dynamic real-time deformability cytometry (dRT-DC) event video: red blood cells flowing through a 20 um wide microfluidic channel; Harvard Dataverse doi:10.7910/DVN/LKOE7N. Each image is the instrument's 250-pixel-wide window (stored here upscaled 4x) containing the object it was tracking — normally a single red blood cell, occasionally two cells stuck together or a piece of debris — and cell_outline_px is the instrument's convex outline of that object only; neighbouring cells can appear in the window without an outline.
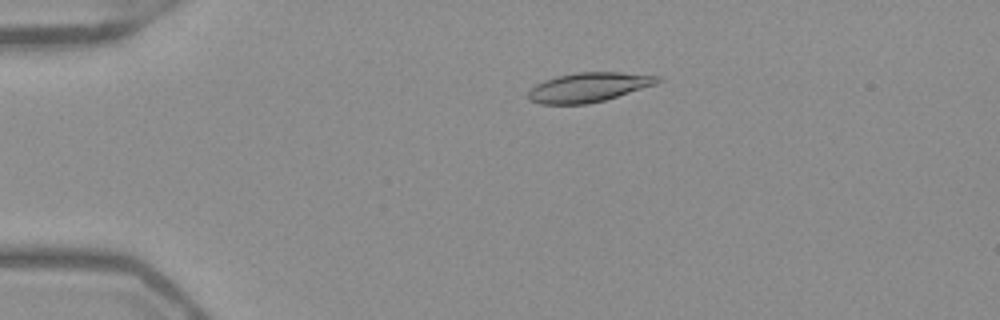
{"species": "Egyptian fruit bat (a non-hibernating species)", "species_latin": "Rousettus aegyptiacus", "temperature_condition": "warm", "stored_images_in_passage": 53, "camera_frame_rate_fps": 3000, "um_per_image_px": 0.085, "frame": {"image": 1, "passage_image": 12, "time_ms": 3.667, "image_size_px": [1000, 320], "cell_outline_px": [[664, 80], [656, 84], [604, 100], [588, 104], [540, 104], [528, 100], [528, 92], [536, 84], [544, 80], [556, 76], [580, 72], [620, 72], [660, 76]], "centroid_in_image_um": [50.03, 7.41], "position_along_channel_um": 35.0, "area_um2": 22.14}}
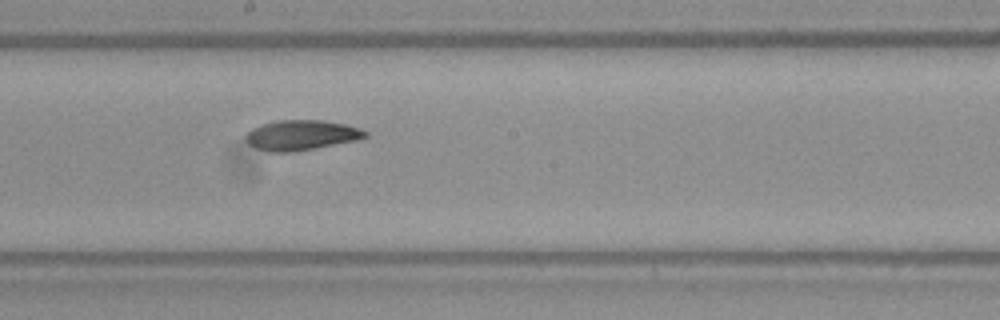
{"frame": {"image": 2, "passage_image": 30, "time_ms": 9.667, "image_size_px": [1000, 320], "cell_outline_px": [[368, 136], [360, 140], [316, 148], [292, 152], [268, 152], [256, 148], [248, 144], [244, 140], [244, 136], [252, 128], [276, 120], [324, 120], [348, 124], [360, 128], [368, 132]], "centroid_in_image_um": [25.64, 11.49], "position_along_channel_um": 222.6, "area_um2": 21.33}}
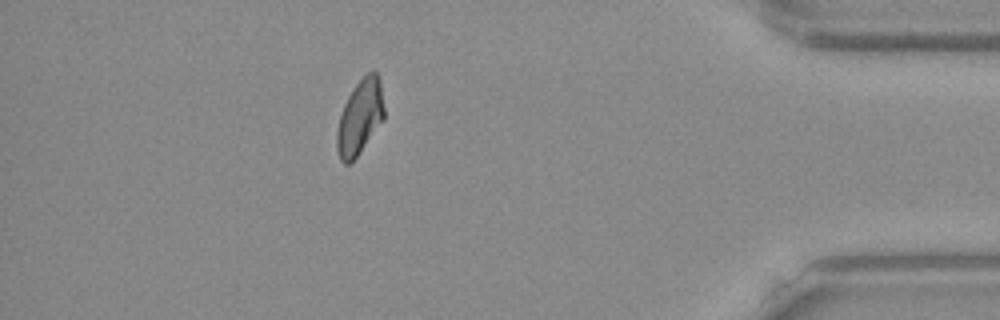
{"frame": {"image": 3, "passage_image": 47, "time_ms": 15.333, "image_size_px": [1000, 320], "cell_outline_px": [[384, 120], [356, 156], [348, 164], [344, 164], [340, 160], [336, 148], [336, 132], [340, 116], [344, 104], [352, 88], [368, 72], [376, 72], [380, 80], [384, 108]], "centroid_in_image_um": [30.58, 9.96], "position_along_channel_um": 404.6, "area_um2": 20.4}, "authors_computed_cell_mechanics": {"area_um2": 21.3282, "velocity_mm_per_s": 3.9422, "shape_relaxation_time_tau1_ms": null, "shape_relaxation_time_tau2_ms": 10.7719, "deformation_change_tau1": null, "deformation_change_tau2": 0.1307}}